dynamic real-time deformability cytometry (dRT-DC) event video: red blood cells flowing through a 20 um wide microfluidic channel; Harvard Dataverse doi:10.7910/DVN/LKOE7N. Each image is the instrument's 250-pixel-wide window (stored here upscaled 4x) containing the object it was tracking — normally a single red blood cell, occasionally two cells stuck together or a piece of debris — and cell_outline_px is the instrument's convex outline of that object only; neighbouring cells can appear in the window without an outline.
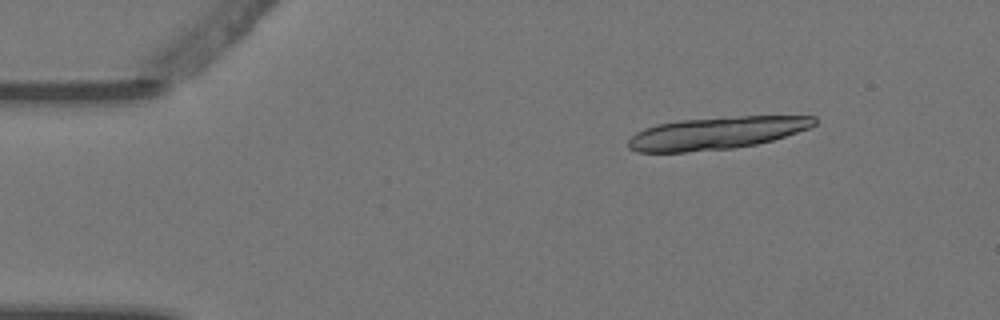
{"species": "Egyptian fruit bat (a non-hibernating species)", "species_latin": "Rousettus aegyptiacus", "temperature_condition": "warm", "stored_images_in_passage": 5, "camera_frame_rate_fps": 3000, "um_per_image_px": 0.085, "animal": {"sex": "female"}, "frame": {"image": 1, "passage_image": 1, "time_ms": 0.0, "image_size_px": [1000, 320], "cell_outline_px": [[816, 124], [812, 128], [772, 140], [756, 144], [732, 148], [684, 152], [636, 152], [628, 148], [628, 140], [636, 132], [644, 128], [656, 124], [680, 120], [740, 116], [816, 116]], "centroid_in_image_um": [60.9, 11.31], "position_along_channel_um": 24.1, "area_um2": 35.2}}
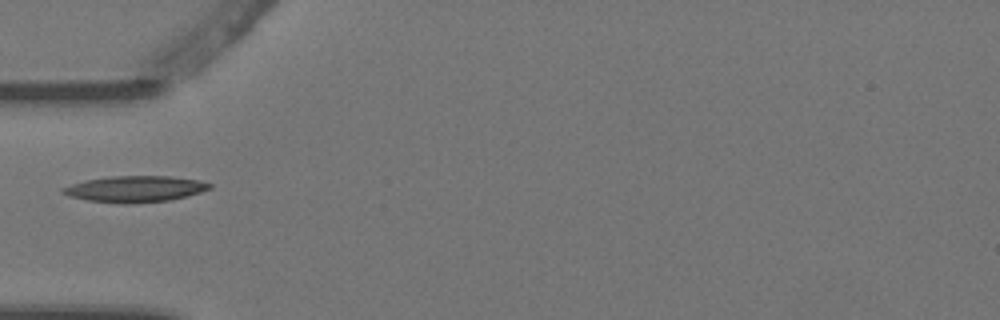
{"frame": {"image": 2, "passage_image": 4, "time_ms": 1.0, "image_size_px": [1000, 320], "cell_outline_px": [[212, 188], [188, 196], [168, 200], [128, 204], [124, 204], [88, 200], [68, 196], [60, 192], [60, 188], [72, 184], [88, 180], [112, 176], [172, 176], [196, 180], [212, 184]], "centroid_in_image_um": [11.47, 16.06], "position_along_channel_um": 73.5, "area_um2": 22.31}}
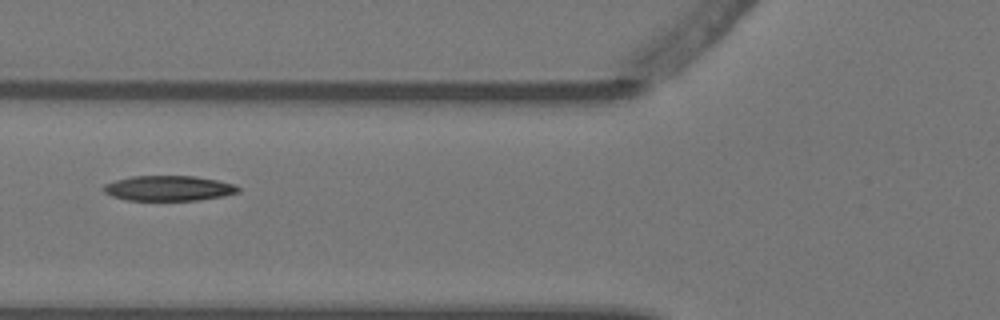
{"frame": {"image": 3, "passage_image": 5, "time_ms": 1.333, "image_size_px": [1000, 320], "cell_outline_px": [[240, 192], [224, 196], [196, 200], [128, 200], [112, 196], [104, 192], [104, 184], [116, 180], [132, 176], [196, 176], [236, 184], [240, 188]], "centroid_in_image_um": [14.37, 16.0], "position_along_channel_um": 111.4, "area_um2": 19.71}}